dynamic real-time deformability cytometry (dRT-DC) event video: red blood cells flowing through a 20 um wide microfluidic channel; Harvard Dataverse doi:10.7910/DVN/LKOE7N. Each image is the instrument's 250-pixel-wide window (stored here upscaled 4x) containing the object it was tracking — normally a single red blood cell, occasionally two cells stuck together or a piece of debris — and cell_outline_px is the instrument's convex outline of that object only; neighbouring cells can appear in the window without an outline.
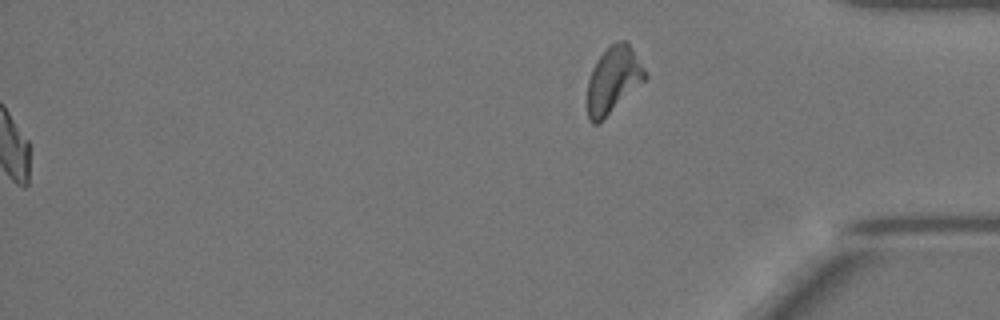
{"species": "Egyptian fruit bat (a non-hibernating species)", "species_latin": "Rousettus aegyptiacus", "temperature_condition": "warm", "stored_images_in_passage": 53, "segment_of_instrument_passage": [2, 2], "camera_frame_rate_fps": 3000, "um_per_image_px": 0.085, "animal": {"sex": "female"}, "frame": {"image": 1, "passage_image": 53, "time_ms": 17.333, "image_size_px": [1000, 320], "cell_outline_px": [[648, 76], [600, 124], [592, 124], [588, 120], [588, 80], [592, 68], [596, 60], [612, 44], [620, 40], [628, 40], [648, 72]], "centroid_in_image_um": [52.14, 6.79], "position_along_channel_um": 383.1, "area_um2": 22.54}}